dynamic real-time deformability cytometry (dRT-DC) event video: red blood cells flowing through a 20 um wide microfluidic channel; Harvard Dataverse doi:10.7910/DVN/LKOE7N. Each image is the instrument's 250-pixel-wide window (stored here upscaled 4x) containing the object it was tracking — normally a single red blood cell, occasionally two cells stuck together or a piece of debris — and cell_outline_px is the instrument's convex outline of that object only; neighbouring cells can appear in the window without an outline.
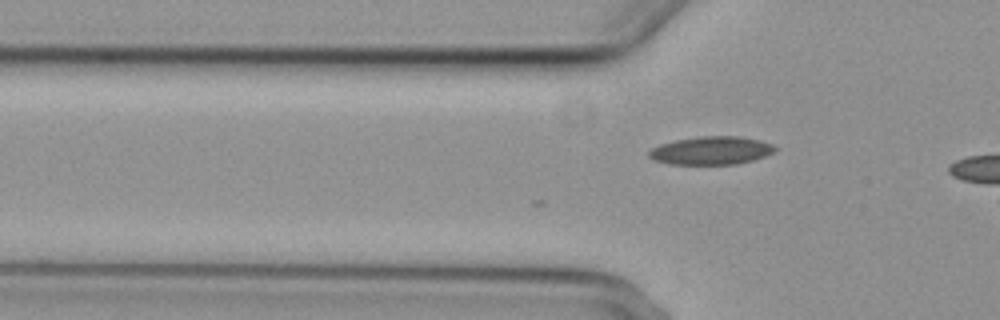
{"species": "common noctule bat (a hibernating species)", "species_latin": "Nyctalus noctula", "temperature_condition": "cold", "stored_images_in_passage": 12, "camera_frame_rate_fps": 3000, "um_per_image_px": 0.085, "animal": {"sex": "female", "body_mass_g": 29.2, "forearm_length_mm": 56.3}, "frame": {"image": 1, "passage_image": 12, "time_ms": 3.667, "image_size_px": [1000, 320], "cell_outline_px": [[776, 148], [772, 152], [764, 156], [752, 160], [736, 164], [668, 164], [652, 160], [648, 156], [648, 152], [652, 148], [660, 144], [676, 140], [700, 136], [740, 136], [760, 140], [772, 144]], "centroid_in_image_um": [60.41, 12.79], "position_along_channel_um": 65.4, "area_um2": 20.63}}